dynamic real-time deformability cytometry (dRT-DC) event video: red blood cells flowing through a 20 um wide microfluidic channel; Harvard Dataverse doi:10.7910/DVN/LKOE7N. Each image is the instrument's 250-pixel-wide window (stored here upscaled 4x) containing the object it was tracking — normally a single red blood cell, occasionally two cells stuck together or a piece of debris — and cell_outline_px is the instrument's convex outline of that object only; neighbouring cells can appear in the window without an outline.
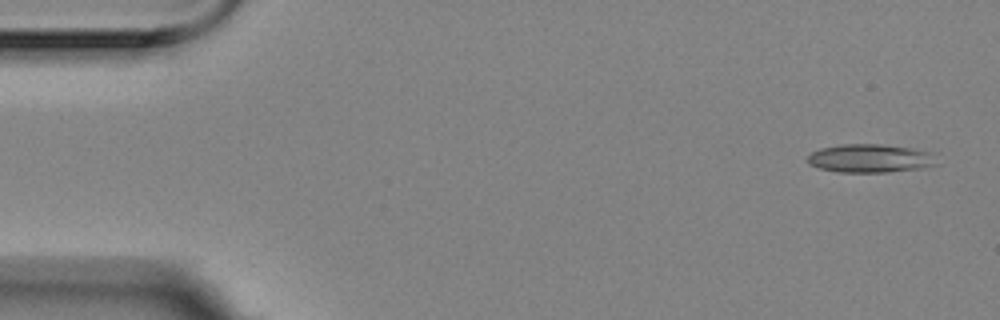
{"species": "Egyptian fruit bat (a non-hibernating species)", "species_latin": "Rousettus aegyptiacus", "temperature_condition": "room temperature", "stored_images_in_passage": 5, "camera_frame_rate_fps": 3000, "um_per_image_px": 0.085, "animal": {"sex": "female"}, "frame": {"image": 1, "passage_image": 1, "time_ms": 0.0, "image_size_px": [1000, 320], "cell_outline_px": [[940, 164], [920, 168], [888, 172], [836, 172], [820, 168], [808, 164], [808, 156], [812, 152], [820, 148], [840, 144], [884, 144], [940, 152]], "centroid_in_image_um": [74.11, 13.45], "position_along_channel_um": 10.9, "area_um2": 22.08}}
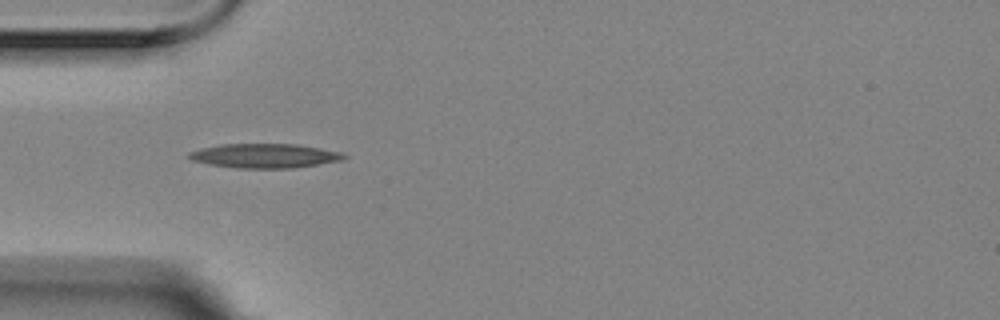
{"frame": {"image": 2, "passage_image": 5, "time_ms": 1.333, "image_size_px": [1000, 320], "cell_outline_px": [[348, 156], [344, 160], [292, 168], [236, 168], [208, 164], [192, 160], [188, 156], [188, 152], [200, 148], [220, 144], [296, 144], [344, 152]], "centroid_in_image_um": [22.51, 13.24], "position_along_channel_um": 62.5, "area_um2": 22.08}}